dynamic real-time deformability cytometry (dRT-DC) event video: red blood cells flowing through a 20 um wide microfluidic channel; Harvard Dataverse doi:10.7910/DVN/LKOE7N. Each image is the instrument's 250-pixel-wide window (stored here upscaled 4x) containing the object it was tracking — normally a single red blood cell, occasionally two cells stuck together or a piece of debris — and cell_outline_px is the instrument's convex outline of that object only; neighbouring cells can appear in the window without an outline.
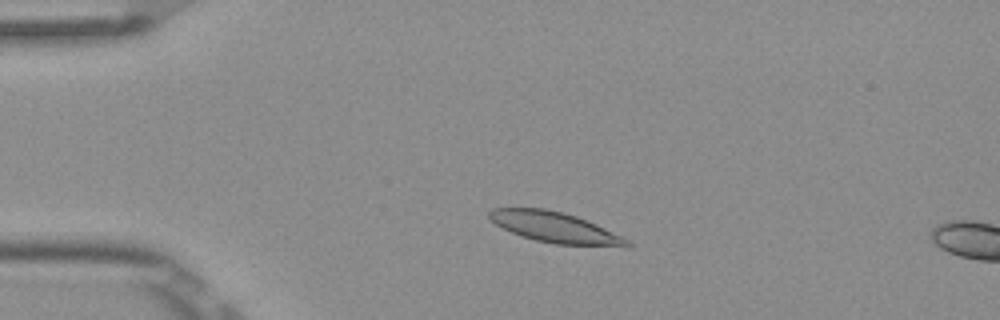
{"species": "Egyptian fruit bat (a non-hibernating species)", "species_latin": "Rousettus aegyptiacus", "temperature_condition": "room temperature", "stored_images_in_passage": 4, "camera_frame_rate_fps": 3000, "um_per_image_px": 0.085, "frame": {"image": 1, "passage_image": 3, "time_ms": 0.667, "image_size_px": [1000, 320], "cell_outline_px": [[632, 244], [628, 248], [556, 244], [536, 240], [512, 232], [496, 224], [488, 216], [488, 212], [492, 208], [544, 208], [564, 212], [576, 216], [596, 224], [632, 240]], "centroid_in_image_um": [47.29, 19.35], "position_along_channel_um": 37.7, "area_um2": 24.8}}